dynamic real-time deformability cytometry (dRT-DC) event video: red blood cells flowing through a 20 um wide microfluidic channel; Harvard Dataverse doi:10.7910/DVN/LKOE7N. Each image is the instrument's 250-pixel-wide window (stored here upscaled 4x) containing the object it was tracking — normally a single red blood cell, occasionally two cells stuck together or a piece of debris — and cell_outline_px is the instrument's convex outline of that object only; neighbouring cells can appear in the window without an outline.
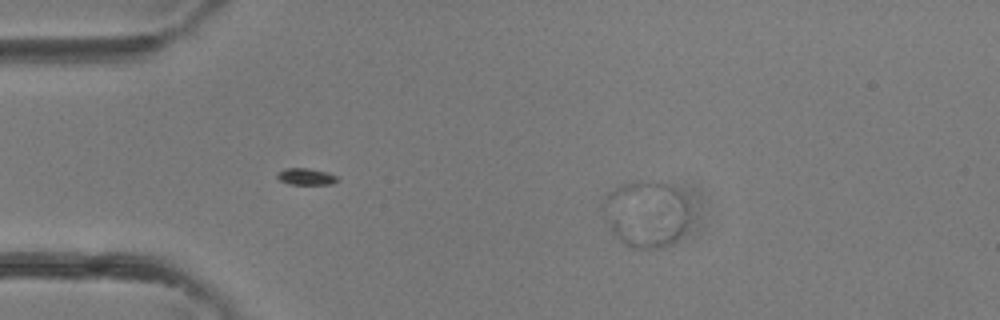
{"species": "common noctule bat (a hibernating species)", "species_latin": "Nyctalus noctula", "temperature_condition": "room temperature", "stored_images_in_passage": 2, "segment_of_instrument_passage": [1, 2], "camera_frame_rate_fps": 3000, "um_per_image_px": 0.085, "animal": {"sex": "female"}, "frame": {"image": 1, "passage_image": 1, "time_ms": 0.0, "image_size_px": [1000, 320], "cell_outline_px": [[688, 220], [684, 228], [676, 240], [664, 248], [632, 248], [624, 244], [612, 232], [604, 220], [604, 196], [608, 192], [620, 184], [632, 180], [660, 180], [668, 184], [684, 200], [688, 208]], "centroid_in_image_um": [54.86, 18.16], "position_along_channel_um": 30.1, "area_um2": 33.7}}